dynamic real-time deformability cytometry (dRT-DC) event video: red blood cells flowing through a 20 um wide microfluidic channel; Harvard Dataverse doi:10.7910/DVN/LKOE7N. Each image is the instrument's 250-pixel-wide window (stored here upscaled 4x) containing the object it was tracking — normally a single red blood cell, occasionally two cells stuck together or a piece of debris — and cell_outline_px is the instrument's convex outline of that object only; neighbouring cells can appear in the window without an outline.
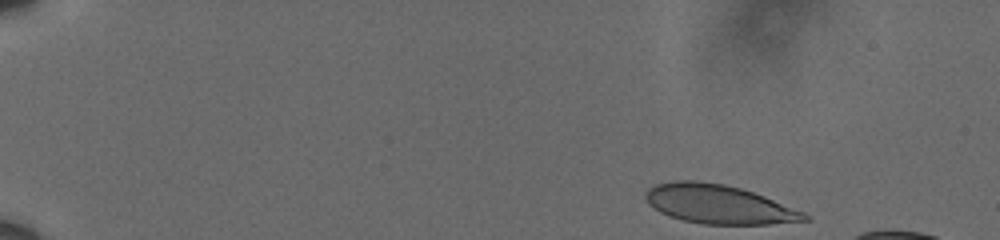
{"species": "human", "species_latin": "Homo sapiens", "temperature_condition": "cold", "stored_images_in_passage": 51, "camera_frame_rate_fps": 3000, "um_per_image_px": 0.085, "donor": {"sex": "male"}, "frame": {"image": 1, "passage_image": 1, "time_ms": 0.0, "image_size_px": [1000, 240], "cell_outline_px": [[808, 220], [768, 224], [704, 224], [684, 220], [668, 216], [660, 212], [648, 204], [644, 196], [648, 188], [656, 184], [676, 180], [696, 180], [724, 184], [740, 188], [764, 196], [804, 212], [808, 216]], "centroid_in_image_um": [61.04, 17.35], "position_along_channel_um": 24.0, "area_um2": 35.84}}
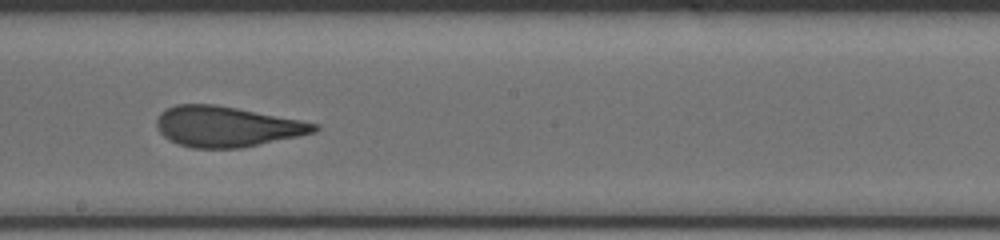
{"frame": {"image": 2, "passage_image": 29, "time_ms": 9.333, "image_size_px": [1000, 240], "cell_outline_px": [[320, 128], [316, 132], [240, 148], [192, 148], [168, 140], [160, 132], [156, 124], [156, 120], [160, 112], [176, 104], [212, 104], [236, 108], [300, 120], [320, 124]], "centroid_in_image_um": [19.25, 10.76], "position_along_channel_um": 228.9, "area_um2": 36.88}}
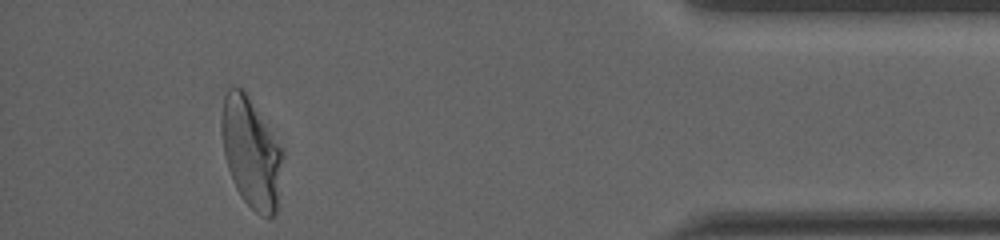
{"frame": {"image": 3, "passage_image": 48, "time_ms": 15.667, "image_size_px": [1000, 240], "cell_outline_px": [[280, 160], [276, 212], [272, 216], [260, 216], [240, 196], [232, 180], [224, 156], [220, 128], [220, 116], [224, 96], [228, 88], [240, 88], [248, 92], [280, 148]], "centroid_in_image_um": [21.26, 12.91], "position_along_channel_um": 413.9, "area_um2": 38.44}}